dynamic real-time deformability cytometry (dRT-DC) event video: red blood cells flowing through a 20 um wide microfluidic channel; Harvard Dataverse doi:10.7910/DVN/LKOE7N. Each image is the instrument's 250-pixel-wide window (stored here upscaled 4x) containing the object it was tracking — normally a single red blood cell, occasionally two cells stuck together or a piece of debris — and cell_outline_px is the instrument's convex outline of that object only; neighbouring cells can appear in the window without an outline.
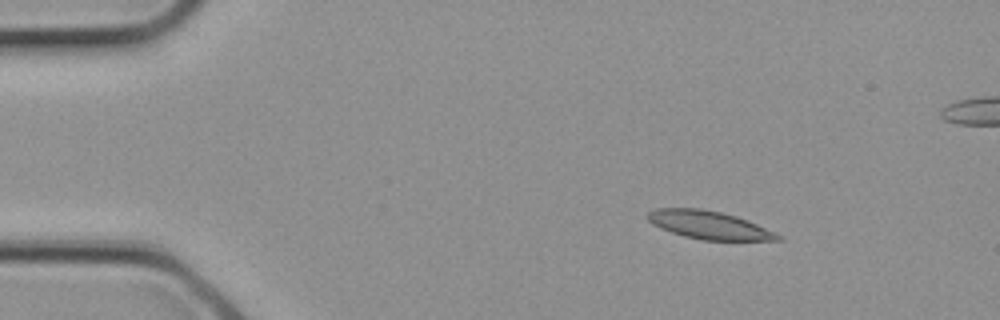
{"species": "common noctule bat (a hibernating species)", "species_latin": "Nyctalus noctula", "temperature_condition": "cold", "stored_images_in_passage": 3, "camera_frame_rate_fps": 3000, "um_per_image_px": 0.085, "animal": {"sex": "female", "body_mass_g": 21.9}, "frame": {"image": 1, "passage_image": 1, "time_ms": 0.0, "image_size_px": [1000, 320], "cell_outline_px": [[784, 240], [704, 240], [684, 236], [660, 228], [652, 224], [644, 216], [648, 212], [656, 208], [700, 208], [720, 212], [736, 216], [748, 220], [780, 236]], "centroid_in_image_um": [60.19, 19.11], "position_along_channel_um": 24.8, "area_um2": 21.1}}